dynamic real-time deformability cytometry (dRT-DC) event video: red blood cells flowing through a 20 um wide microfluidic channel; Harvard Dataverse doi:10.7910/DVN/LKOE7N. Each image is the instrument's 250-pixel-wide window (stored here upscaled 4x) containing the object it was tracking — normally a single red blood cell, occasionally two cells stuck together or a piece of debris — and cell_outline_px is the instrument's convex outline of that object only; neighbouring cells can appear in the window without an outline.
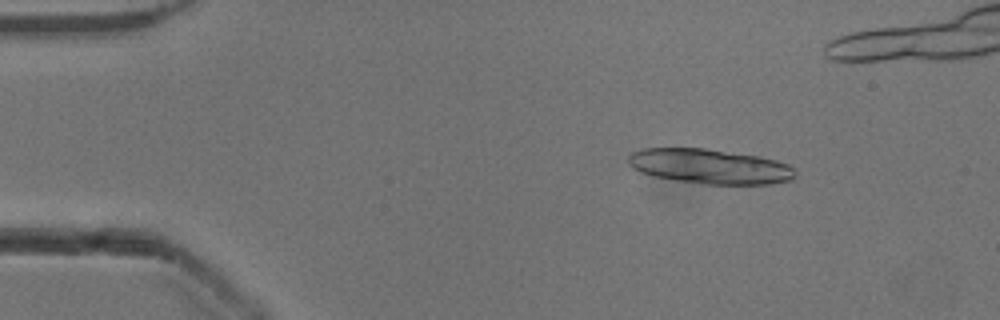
{"species": "common noctule bat (a hibernating species)", "species_latin": "Nyctalus noctula", "temperature_condition": "cold", "stored_images_in_passage": 53, "camera_frame_rate_fps": 3000, "um_per_image_px": 0.085, "animal": {"sex": "male", "body_mass_g": 13.3}, "frame": {"image": 1, "passage_image": 8, "time_ms": 2.333, "image_size_px": [1000, 320], "cell_outline_px": [[796, 176], [792, 180], [772, 184], [704, 184], [676, 180], [652, 176], [640, 172], [632, 168], [628, 164], [628, 156], [632, 152], [640, 148], [704, 148], [760, 156], [776, 160], [788, 164], [796, 172]], "centroid_in_image_um": [60.32, 14.14], "position_along_channel_um": 24.7, "area_um2": 34.16}}